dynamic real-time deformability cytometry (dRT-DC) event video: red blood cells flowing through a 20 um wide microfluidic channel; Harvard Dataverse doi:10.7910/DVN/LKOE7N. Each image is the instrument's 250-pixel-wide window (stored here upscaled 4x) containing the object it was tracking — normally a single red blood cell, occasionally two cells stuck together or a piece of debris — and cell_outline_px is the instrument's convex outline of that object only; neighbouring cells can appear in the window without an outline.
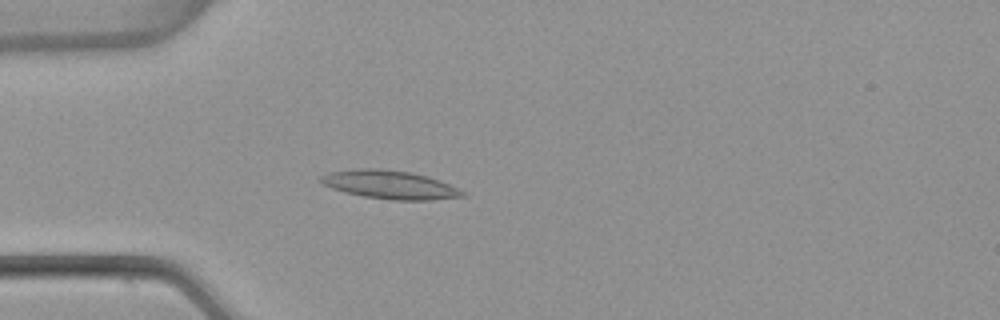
{"species": "common noctule bat (a hibernating species)", "species_latin": "Nyctalus noctula", "temperature_condition": "warm", "stored_images_in_passage": 3, "camera_frame_rate_fps": 3000, "um_per_image_px": 0.085, "animal": {"sex": "female", "body_mass_g": 22.7, "forearm_length_mm": 54.2}, "frame": {"image": 1, "passage_image": 3, "time_ms": 0.667, "image_size_px": [1000, 320], "cell_outline_px": [[468, 196], [432, 200], [392, 200], [364, 196], [344, 192], [332, 188], [324, 184], [320, 180], [320, 176], [328, 172], [352, 168], [380, 168], [408, 172], [428, 176], [440, 180], [464, 192]], "centroid_in_image_um": [33.12, 15.69], "position_along_channel_um": 51.9, "area_um2": 23.52}}